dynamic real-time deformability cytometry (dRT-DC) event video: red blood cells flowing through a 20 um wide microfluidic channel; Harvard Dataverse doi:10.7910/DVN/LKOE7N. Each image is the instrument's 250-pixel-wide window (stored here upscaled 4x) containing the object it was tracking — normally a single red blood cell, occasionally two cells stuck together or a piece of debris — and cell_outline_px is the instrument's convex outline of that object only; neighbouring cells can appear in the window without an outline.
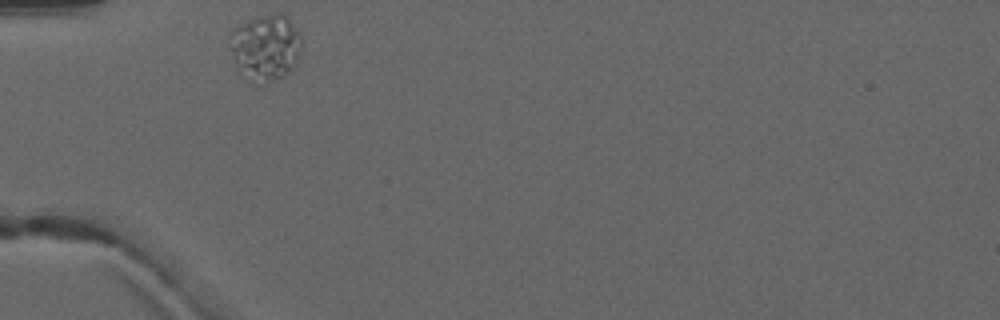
{"species": "common noctule bat (a hibernating species)", "species_latin": "Nyctalus noctula", "temperature_condition": "warm", "stored_images_in_passage": 5, "camera_frame_rate_fps": 3000, "um_per_image_px": 0.085, "animal": {"sex": "male", "forearm_length_mm": 52.5}, "frame": {"image": 1, "passage_image": 1, "time_ms": 0.0, "image_size_px": [1000, 320], "cell_outline_px": [[300, 56], [296, 64], [292, 68], [280, 76], [264, 84], [256, 84], [236, 60], [228, 48], [228, 36], [232, 28], [256, 16], [276, 12], [284, 12], [288, 16], [300, 32]], "centroid_in_image_um": [22.59, 3.92], "position_along_channel_um": 62.4, "area_um2": 27.57}}
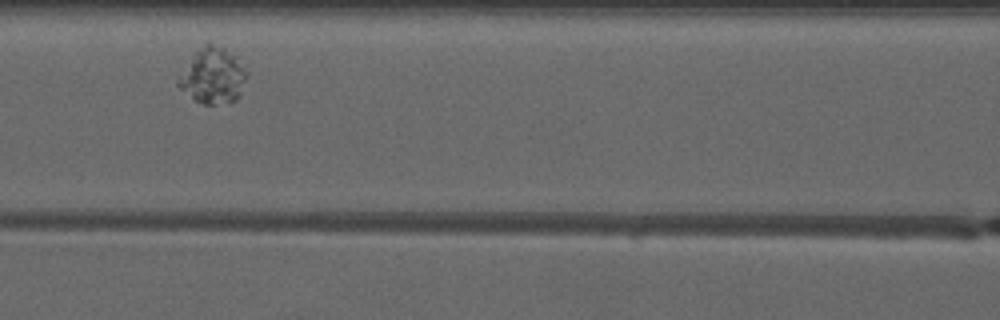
{"frame": {"image": 2, "passage_image": 3, "time_ms": 2.333, "image_size_px": [1000, 320], "cell_outline_px": [[244, 80], [240, 96], [236, 100], [228, 104], [204, 104], [196, 100], [180, 88], [176, 84], [196, 52], [208, 40], [224, 48], [236, 56], [244, 68]], "centroid_in_image_um": [18.12, 6.45], "position_along_channel_um": 148.5, "area_um2": 21.56}}
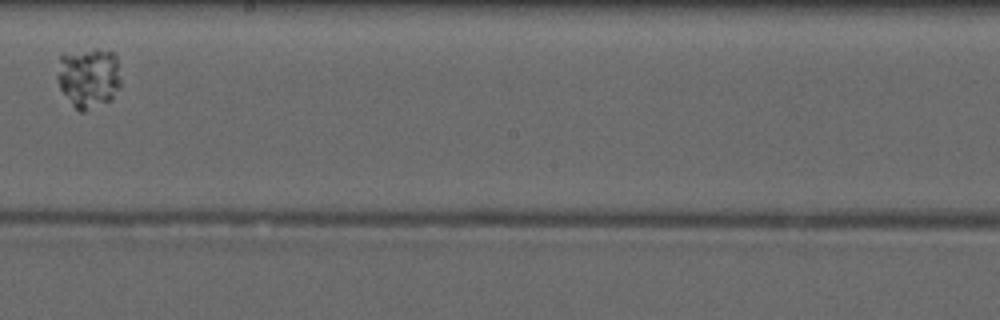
{"frame": {"image": 3, "passage_image": 5, "time_ms": 4.667, "image_size_px": [1000, 320], "cell_outline_px": [[120, 88], [112, 100], [84, 112], [80, 112], [72, 104], [60, 88], [56, 80], [56, 76], [60, 52], [96, 48], [116, 52], [120, 80]], "centroid_in_image_um": [7.53, 6.56], "position_along_channel_um": 240.7, "area_um2": 23.12}}